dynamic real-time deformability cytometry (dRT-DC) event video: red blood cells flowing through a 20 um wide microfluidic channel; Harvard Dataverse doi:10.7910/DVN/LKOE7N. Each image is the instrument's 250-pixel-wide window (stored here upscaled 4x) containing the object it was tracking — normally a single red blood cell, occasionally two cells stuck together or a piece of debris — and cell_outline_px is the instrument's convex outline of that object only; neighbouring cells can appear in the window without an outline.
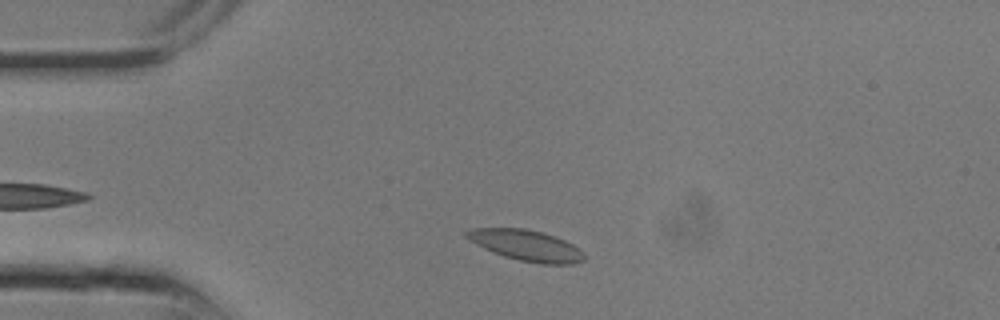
{"species": "common noctule bat (a hibernating species)", "species_latin": "Nyctalus noctula", "temperature_condition": "room temperature", "stored_images_in_passage": 18, "camera_frame_rate_fps": 3000, "um_per_image_px": 0.085, "animal": {"sex": "male", "body_mass_g": 13.3}, "frame": {"image": 1, "passage_image": 2, "time_ms": 0.333, "image_size_px": [1000, 320], "cell_outline_px": [[584, 260], [576, 264], [540, 264], [520, 260], [504, 256], [484, 248], [476, 244], [464, 236], [464, 232], [472, 228], [524, 228], [556, 236], [572, 244], [584, 252]], "centroid_in_image_um": [44.74, 20.86], "position_along_channel_um": 40.3, "area_um2": 21.1}}
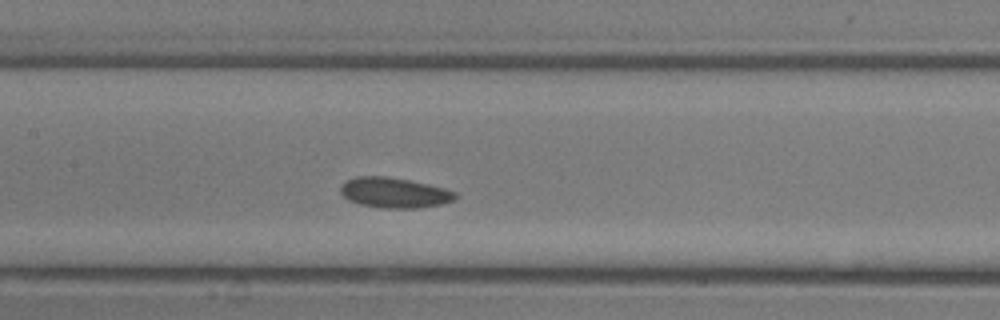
{"frame": {"image": 2, "passage_image": 8, "time_ms": 2.333, "image_size_px": [1000, 320], "cell_outline_px": [[456, 200], [440, 204], [420, 208], [384, 208], [360, 204], [348, 200], [340, 192], [340, 188], [348, 180], [356, 176], [384, 176], [408, 180], [444, 188], [456, 192]], "centroid_in_image_um": [33.52, 16.39], "position_along_channel_um": 173.9, "area_um2": 20.06}}
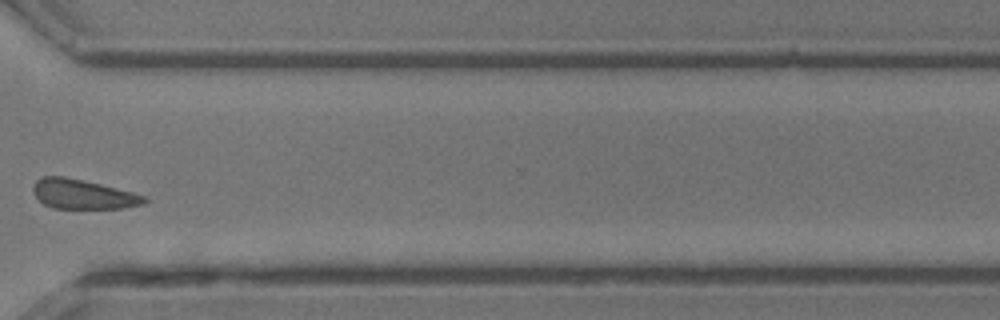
{"frame": {"image": 3, "passage_image": 15, "time_ms": 4.667, "image_size_px": [1000, 320], "cell_outline_px": [[148, 200], [144, 204], [124, 208], [52, 208], [44, 204], [32, 192], [32, 188], [36, 180], [44, 176], [64, 176], [84, 180], [132, 192], [144, 196]], "centroid_in_image_um": [7.03, 16.51], "position_along_channel_um": 363.6, "area_um2": 19.07}}